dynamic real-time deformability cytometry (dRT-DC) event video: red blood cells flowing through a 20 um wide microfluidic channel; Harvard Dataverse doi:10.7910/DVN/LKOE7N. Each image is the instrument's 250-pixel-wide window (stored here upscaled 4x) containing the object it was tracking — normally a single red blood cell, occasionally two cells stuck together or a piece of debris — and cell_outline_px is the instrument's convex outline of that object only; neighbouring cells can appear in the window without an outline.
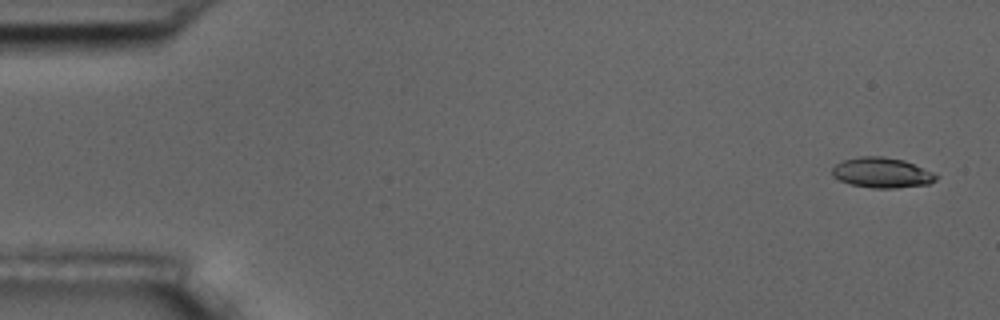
{"species": "common noctule bat (a hibernating species)", "species_latin": "Nyctalus noctula", "temperature_condition": "room temperature", "stored_images_in_passage": 5, "camera_frame_rate_fps": 3000, "um_per_image_px": 0.085, "animal": {"sex": "male", "body_mass_g": 17.5, "forearm_length_mm": 52.3}, "frame": {"image": 1, "passage_image": 1, "time_ms": 0.0, "image_size_px": [1000, 320], "cell_outline_px": [[936, 180], [928, 184], [896, 188], [872, 188], [852, 184], [840, 180], [832, 176], [832, 168], [836, 164], [844, 160], [860, 156], [880, 156], [904, 160], [932, 172], [936, 176]], "centroid_in_image_um": [74.94, 14.68], "position_along_channel_um": 10.1, "area_um2": 18.09}}
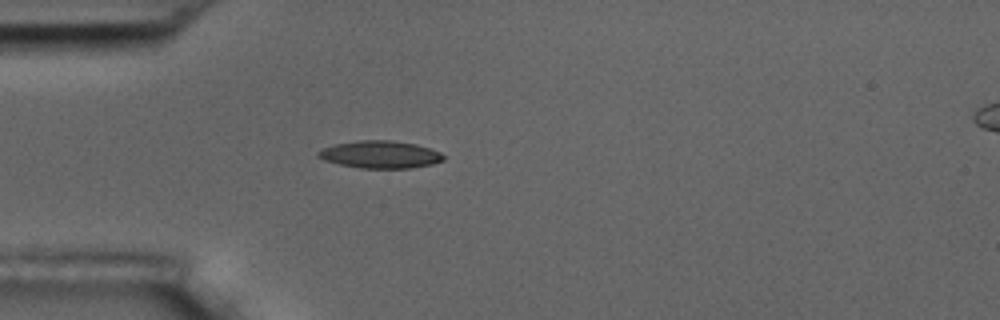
{"frame": {"image": 2, "passage_image": 5, "time_ms": 4.667, "image_size_px": [1000, 320], "cell_outline_px": [[444, 160], [432, 164], [412, 168], [360, 168], [340, 164], [324, 160], [316, 156], [316, 152], [324, 148], [336, 144], [360, 140], [392, 140], [416, 144], [440, 152], [444, 156]], "centroid_in_image_um": [32.32, 13.13], "position_along_channel_um": 52.7, "area_um2": 19.94}}